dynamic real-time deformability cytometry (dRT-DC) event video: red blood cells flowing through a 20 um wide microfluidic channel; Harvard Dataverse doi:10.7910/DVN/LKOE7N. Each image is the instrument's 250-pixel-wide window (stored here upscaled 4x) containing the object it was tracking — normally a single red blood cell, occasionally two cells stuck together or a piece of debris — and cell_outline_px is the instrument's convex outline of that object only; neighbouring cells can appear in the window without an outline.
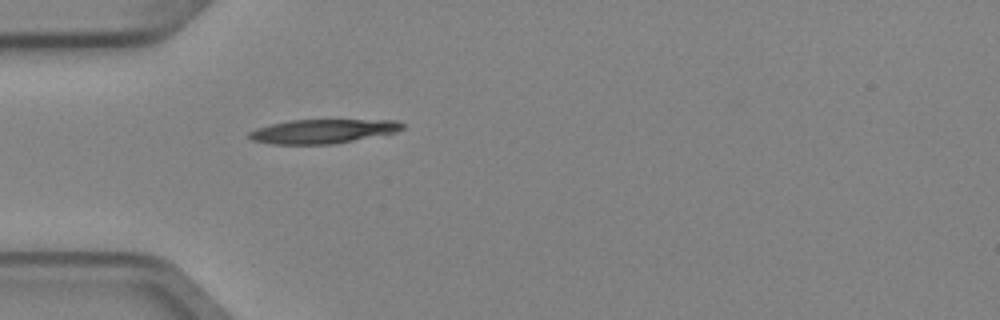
{"species": "Egyptian fruit bat (a non-hibernating species)", "species_latin": "Rousettus aegyptiacus", "temperature_condition": "cold", "stored_images_in_passage": 1, "camera_frame_rate_fps": 3000, "um_per_image_px": 0.085, "animal": {"sex": "female"}, "frame": {"image": 1, "passage_image": 1, "time_ms": 0.0, "image_size_px": [1000, 320], "cell_outline_px": [[404, 128], [396, 132], [332, 144], [272, 144], [252, 140], [248, 136], [248, 132], [256, 128], [288, 120], [396, 120], [404, 124]], "centroid_in_image_um": [27.42, 11.15], "position_along_channel_um": 57.6, "area_um2": 21.39}}